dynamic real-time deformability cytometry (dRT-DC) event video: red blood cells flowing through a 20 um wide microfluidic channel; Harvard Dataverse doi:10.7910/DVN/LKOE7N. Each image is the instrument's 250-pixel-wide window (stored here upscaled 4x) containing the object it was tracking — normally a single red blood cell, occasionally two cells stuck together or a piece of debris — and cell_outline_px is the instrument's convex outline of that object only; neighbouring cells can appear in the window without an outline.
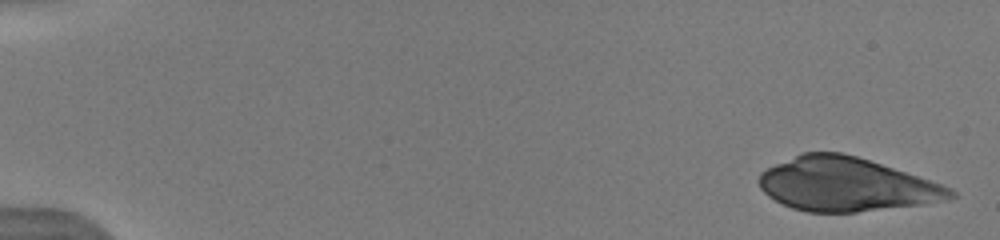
{"species": "human", "species_latin": "Homo sapiens", "temperature_condition": "warm", "stored_images_in_passage": 12, "camera_frame_rate_fps": 3000, "um_per_image_px": 0.085, "donor": {"sex": "male"}, "frame": {"image": 1, "passage_image": 1, "time_ms": 0.0, "image_size_px": [1000, 240], "cell_outline_px": [[956, 196], [944, 200], [924, 204], [856, 212], [808, 212], [792, 208], [768, 196], [760, 188], [760, 172], [776, 164], [804, 152], [840, 152], [856, 156], [952, 188], [956, 192]], "centroid_in_image_um": [71.91, 15.68], "position_along_channel_um": 13.1, "area_um2": 58.96}}